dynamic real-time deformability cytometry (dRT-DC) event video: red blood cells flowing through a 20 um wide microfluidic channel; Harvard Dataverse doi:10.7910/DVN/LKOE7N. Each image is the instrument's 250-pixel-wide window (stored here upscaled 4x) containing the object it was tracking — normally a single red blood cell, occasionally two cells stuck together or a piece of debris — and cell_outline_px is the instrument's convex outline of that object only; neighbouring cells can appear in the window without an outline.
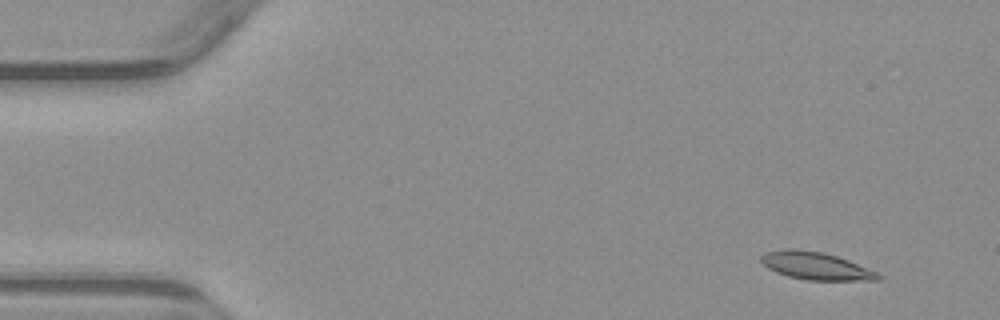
{"species": "common noctule bat (a hibernating species)", "species_latin": "Nyctalus noctula", "temperature_condition": "warm", "stored_images_in_passage": 5, "camera_frame_rate_fps": 3000, "um_per_image_px": 0.085, "animal": {"sex": "male", "body_mass_g": 23.1, "forearm_length_mm": 52.7}, "frame": {"image": 1, "passage_image": 2, "time_ms": 1.333, "image_size_px": [1000, 320], "cell_outline_px": [[880, 280], [808, 280], [788, 276], [776, 272], [768, 268], [760, 260], [760, 256], [768, 252], [788, 248], [792, 248], [820, 252], [836, 256], [848, 260], [876, 272], [880, 276]], "centroid_in_image_um": [69.31, 22.6], "position_along_channel_um": 15.7, "area_um2": 18.44}}
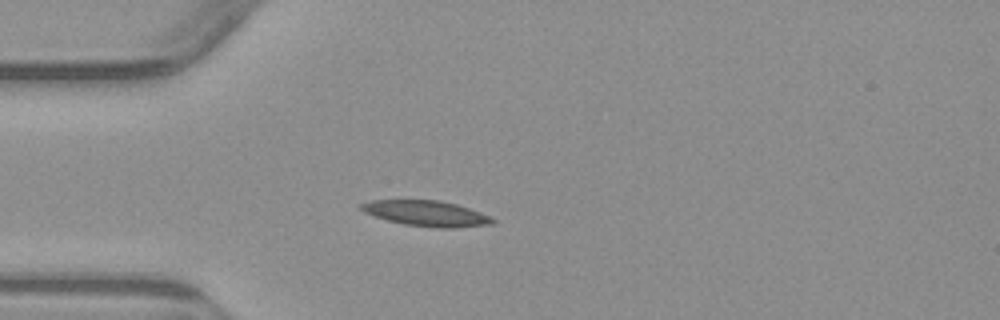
{"frame": {"image": 2, "passage_image": 4, "time_ms": 4.667, "image_size_px": [1000, 320], "cell_outline_px": [[496, 220], [492, 224], [456, 228], [436, 228], [404, 224], [388, 220], [364, 212], [360, 208], [360, 204], [368, 200], [440, 200], [456, 204], [480, 212]], "centroid_in_image_um": [36.24, 18.14], "position_along_channel_um": 48.8, "area_um2": 19.48}}